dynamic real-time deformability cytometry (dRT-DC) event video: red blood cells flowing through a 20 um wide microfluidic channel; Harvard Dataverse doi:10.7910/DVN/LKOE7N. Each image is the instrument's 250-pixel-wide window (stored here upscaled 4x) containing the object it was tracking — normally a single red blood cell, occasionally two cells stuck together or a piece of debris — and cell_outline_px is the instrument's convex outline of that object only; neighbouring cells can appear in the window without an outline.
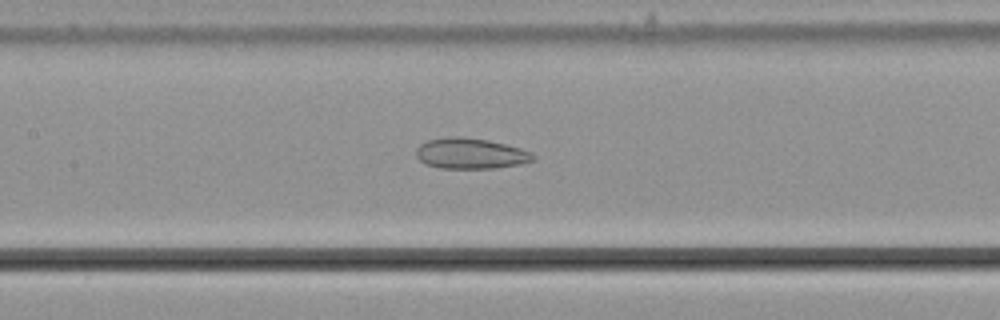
{"species": "common noctule bat (a hibernating species)", "species_latin": "Nyctalus noctula", "temperature_condition": "cold", "stored_images_in_passage": 56, "camera_frame_rate_fps": 3000, "um_per_image_px": 0.085, "animal": {"sex": "male", "body_mass_g": 21.5, "forearm_length_mm": 52.0}, "frame": {"image": 1, "passage_image": 27, "time_ms": 8.667, "image_size_px": [1000, 320], "cell_outline_px": [[536, 160], [520, 164], [496, 168], [440, 168], [424, 164], [416, 156], [416, 148], [420, 144], [428, 140], [448, 136], [460, 136], [488, 140], [520, 148], [532, 152], [536, 156]], "centroid_in_image_um": [40.0, 13.05], "position_along_channel_um": 167.4, "area_um2": 21.1}}
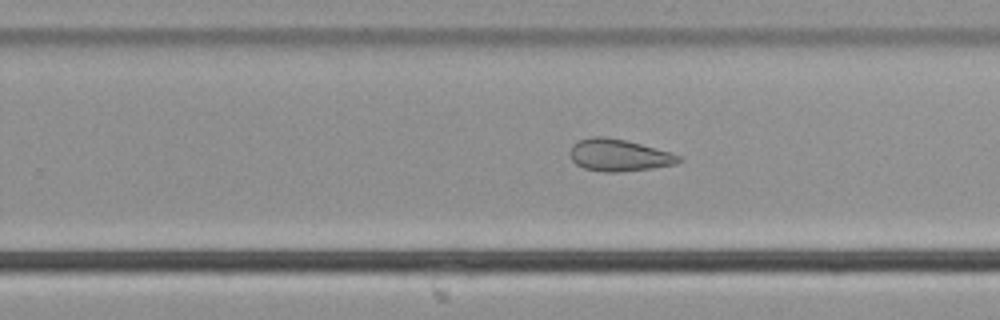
{"frame": {"image": 2, "passage_image": 36, "time_ms": 11.667, "image_size_px": [1000, 320], "cell_outline_px": [[684, 160], [676, 164], [652, 168], [620, 172], [604, 172], [584, 168], [576, 164], [572, 160], [568, 152], [572, 144], [580, 140], [592, 136], [608, 136], [672, 152], [680, 156]], "centroid_in_image_um": [52.6, 13.19], "position_along_channel_um": 277.2, "area_um2": 20.46}}
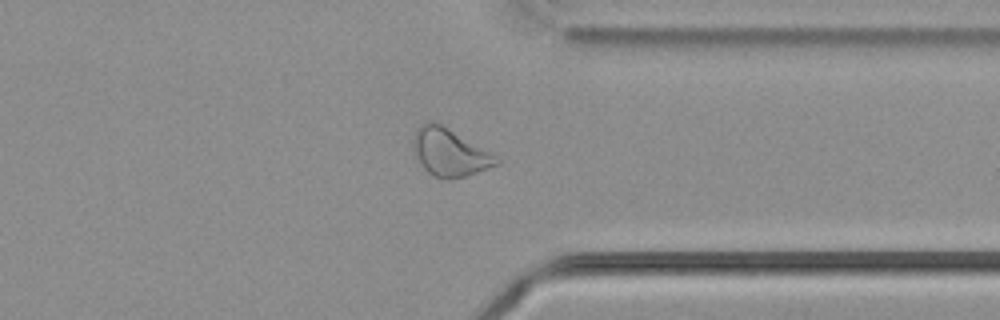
{"frame": {"image": 3, "passage_image": 44, "time_ms": 14.333, "image_size_px": [1000, 320], "cell_outline_px": [[500, 164], [452, 180], [444, 180], [428, 172], [420, 164], [412, 148], [412, 136], [416, 128], [424, 120], [436, 120], [488, 152], [500, 160]], "centroid_in_image_um": [38.12, 12.92], "position_along_channel_um": 373.3, "area_um2": 23.12}, "authors_computed_cell_mechanics": {"area_um2": 26.01, "velocity_mm_per_s": 3.674, "shape_relaxation_time_tau1_ms": null, "shape_relaxation_time_tau2_ms": 5.0671, "deformation_change_tau1": null, "deformation_change_tau2": 0.1184}}